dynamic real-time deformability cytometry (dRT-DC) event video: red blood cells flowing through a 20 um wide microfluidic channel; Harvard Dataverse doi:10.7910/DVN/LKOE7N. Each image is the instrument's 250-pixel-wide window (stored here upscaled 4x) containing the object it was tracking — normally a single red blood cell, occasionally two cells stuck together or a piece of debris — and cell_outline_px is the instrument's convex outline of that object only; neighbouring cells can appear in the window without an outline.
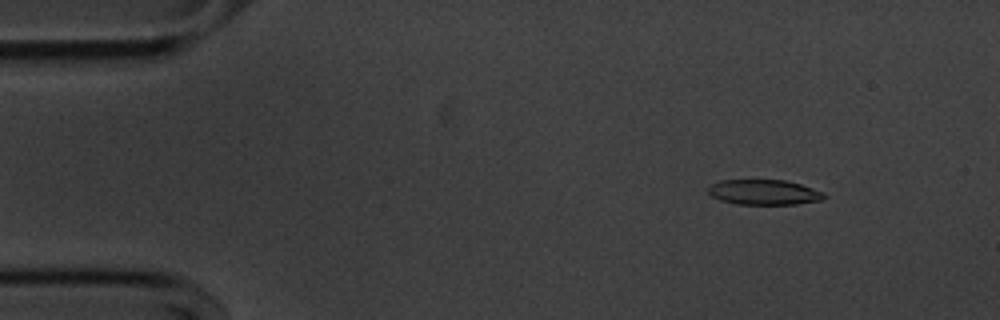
{"species": "common noctule bat (a hibernating species)", "species_latin": "Nyctalus noctula", "temperature_condition": "cold", "stored_images_in_passage": 55, "camera_frame_rate_fps": 3000, "um_per_image_px": 0.085, "animal": {"sex": "male", "body_mass_g": 20.1, "forearm_length_mm": 53.5}, "frame": {"image": 1, "passage_image": 7, "time_ms": 2.0, "image_size_px": [1000, 320], "cell_outline_px": [[828, 196], [820, 200], [796, 204], [736, 204], [720, 200], [712, 196], [708, 192], [708, 188], [712, 184], [720, 180], [784, 180], [800, 184], [824, 192]], "centroid_in_image_um": [64.94, 16.34], "position_along_channel_um": 20.1, "area_um2": 16.94}}
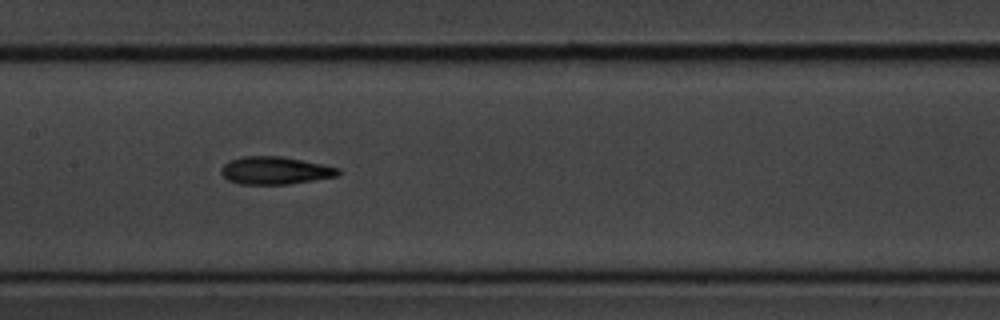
{"frame": {"image": 2, "passage_image": 27, "time_ms": 8.667, "image_size_px": [1000, 320], "cell_outline_px": [[340, 172], [336, 176], [288, 184], [240, 184], [228, 180], [220, 172], [220, 168], [228, 160], [244, 156], [280, 156], [340, 168]], "centroid_in_image_um": [23.32, 14.49], "position_along_channel_um": 184.1, "area_um2": 18.67}}
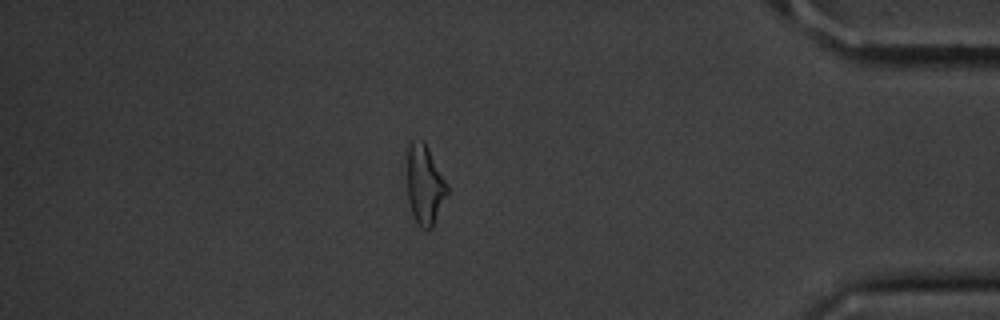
{"frame": {"image": 3, "passage_image": 48, "time_ms": 15.667, "image_size_px": [1000, 320], "cell_outline_px": [[448, 192], [432, 228], [424, 228], [416, 224], [408, 200], [408, 140], [424, 140], [448, 184]], "centroid_in_image_um": [36.11, 15.68], "position_along_channel_um": 399.1, "area_um2": 18.5}, "authors_computed_cell_mechanics": {"area_um2": 18.3804, "velocity_mm_per_s": 3.6167, "shape_relaxation_time_tau1_ms": 3.8381, "shape_relaxation_time_tau2_ms": 4.2022, "deformation_change_tau1": 0.1438, "deformation_change_tau2": 0.1311}}